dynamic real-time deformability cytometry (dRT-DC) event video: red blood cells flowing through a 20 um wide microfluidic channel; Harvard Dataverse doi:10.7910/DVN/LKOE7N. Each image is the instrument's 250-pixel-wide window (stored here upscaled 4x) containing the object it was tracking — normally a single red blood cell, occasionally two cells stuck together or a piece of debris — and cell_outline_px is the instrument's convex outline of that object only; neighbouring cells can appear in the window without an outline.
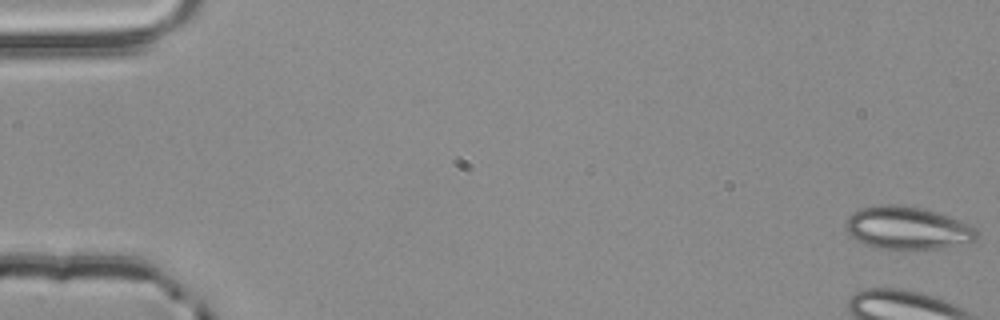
{"species": "common noctule bat (a hibernating species)", "species_latin": "Nyctalus noctula", "temperature_condition": "room temperature", "stored_images_in_passage": 55, "camera_frame_rate_fps": 3000, "um_per_image_px": 0.085, "animal": {"sex": "male", "body_mass_g": 20.4}, "frame": {"image": 1, "passage_image": 1, "time_ms": 0.0, "image_size_px": [1000, 320], "cell_outline_px": [[980, 236], [976, 240], [936, 248], [904, 252], [876, 248], [864, 244], [848, 236], [848, 216], [852, 212], [860, 208], [880, 204], [896, 204], [920, 208], [936, 212], [948, 216], [976, 228]], "centroid_in_image_um": [77.09, 19.41], "position_along_channel_um": 7.9, "area_um2": 33.0}}